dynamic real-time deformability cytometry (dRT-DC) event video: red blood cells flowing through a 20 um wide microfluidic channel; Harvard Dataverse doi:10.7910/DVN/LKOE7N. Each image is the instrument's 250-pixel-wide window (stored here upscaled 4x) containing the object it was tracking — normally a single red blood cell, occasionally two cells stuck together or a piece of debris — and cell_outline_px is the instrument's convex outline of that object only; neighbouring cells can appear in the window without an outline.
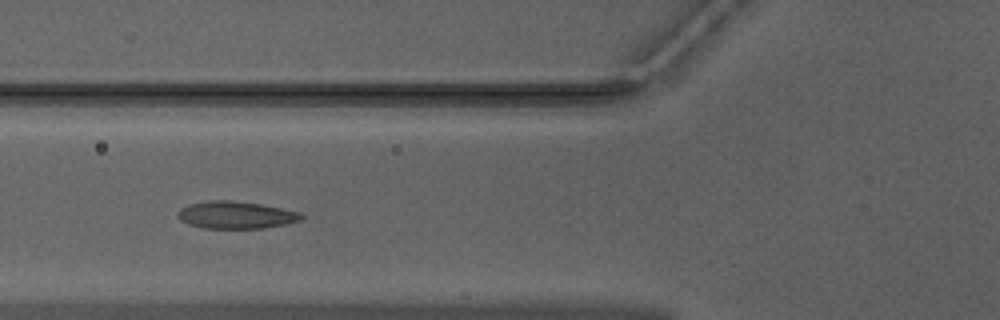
{"species": "Egyptian fruit bat (a non-hibernating species)", "species_latin": "Rousettus aegyptiacus", "temperature_condition": "warm", "stored_images_in_passage": 34, "camera_frame_rate_fps": 3000, "um_per_image_px": 0.085, "animal": {"sex": "male"}, "frame": {"image": 1, "passage_image": 6, "time_ms": 1.667, "image_size_px": [1000, 320], "cell_outline_px": [[304, 216], [300, 220], [284, 224], [264, 228], [204, 228], [188, 224], [180, 220], [176, 216], [176, 212], [180, 208], [192, 204], [212, 200], [228, 200], [260, 204], [300, 212]], "centroid_in_image_um": [20.01, 18.28], "position_along_channel_um": 105.8, "area_um2": 19.48}}
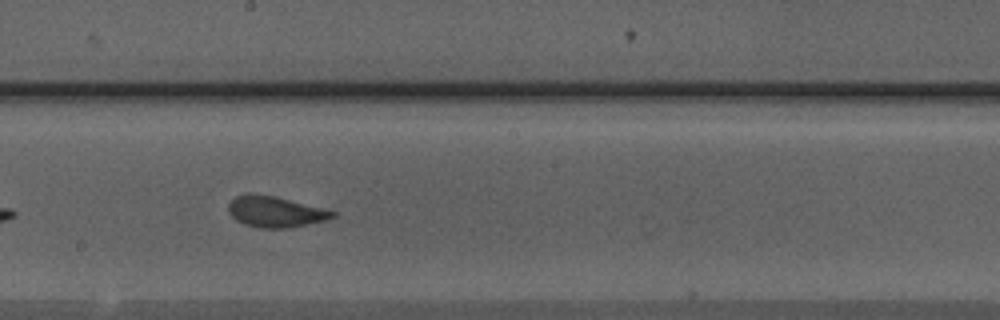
{"frame": {"image": 2, "passage_image": 15, "time_ms": 4.667, "image_size_px": [1000, 320], "cell_outline_px": [[336, 216], [324, 220], [288, 228], [260, 228], [244, 224], [236, 220], [228, 212], [228, 204], [236, 196], [248, 192], [276, 196], [336, 212]], "centroid_in_image_um": [23.34, 17.98], "position_along_channel_um": 224.9, "area_um2": 18.67}, "authors_computed_cell_mechanics": {"area_um2": 18.6116, "velocity_mm_per_s": 3.9701, "shape_relaxation_time_tau1_ms": 2.5824, "shape_relaxation_time_tau2_ms": 0.9308, "deformation_change_tau1": 0.157, "deformation_change_tau2": 0.0862}}